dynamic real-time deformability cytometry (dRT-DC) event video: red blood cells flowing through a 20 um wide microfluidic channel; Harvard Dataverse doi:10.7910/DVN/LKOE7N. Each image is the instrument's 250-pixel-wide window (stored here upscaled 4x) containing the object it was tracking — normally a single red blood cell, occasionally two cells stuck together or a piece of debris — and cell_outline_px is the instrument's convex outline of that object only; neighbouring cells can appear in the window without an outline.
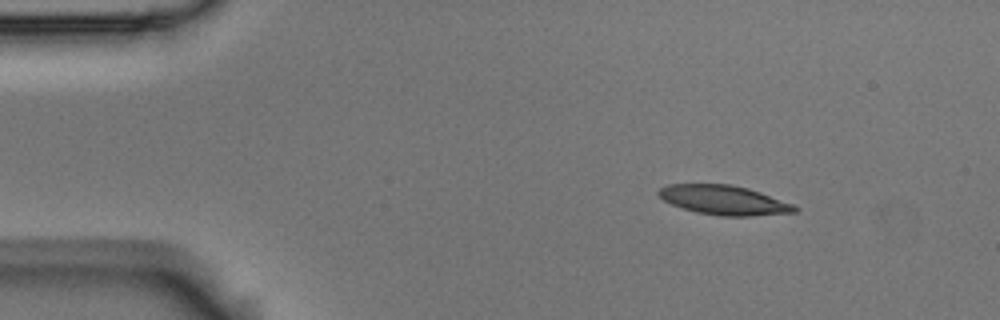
{"species": "Egyptian fruit bat (a non-hibernating species)", "species_latin": "Rousettus aegyptiacus", "temperature_condition": "room temperature", "stored_images_in_passage": 4, "camera_frame_rate_fps": 3000, "um_per_image_px": 0.085, "animal": {"sex": "male"}, "frame": {"image": 1, "passage_image": 1, "time_ms": 0.0, "image_size_px": [1000, 320], "cell_outline_px": [[796, 212], [752, 216], [720, 216], [696, 212], [672, 204], [664, 200], [656, 192], [660, 188], [668, 184], [732, 184], [748, 188], [760, 192], [792, 204], [796, 208]], "centroid_in_image_um": [61.51, 17.0], "position_along_channel_um": 23.5, "area_um2": 23.12}}
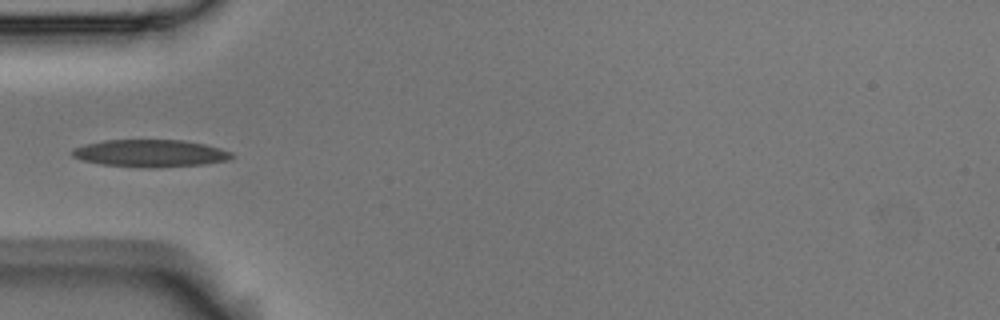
{"frame": {"image": 2, "passage_image": 4, "time_ms": 1.0, "image_size_px": [1000, 320], "cell_outline_px": [[236, 156], [228, 160], [204, 164], [156, 168], [152, 168], [100, 164], [84, 160], [72, 156], [72, 148], [84, 144], [104, 140], [184, 140], [204, 144], [220, 148], [232, 152]], "centroid_in_image_um": [12.8, 13.03], "position_along_channel_um": 72.2, "area_um2": 25.49}}